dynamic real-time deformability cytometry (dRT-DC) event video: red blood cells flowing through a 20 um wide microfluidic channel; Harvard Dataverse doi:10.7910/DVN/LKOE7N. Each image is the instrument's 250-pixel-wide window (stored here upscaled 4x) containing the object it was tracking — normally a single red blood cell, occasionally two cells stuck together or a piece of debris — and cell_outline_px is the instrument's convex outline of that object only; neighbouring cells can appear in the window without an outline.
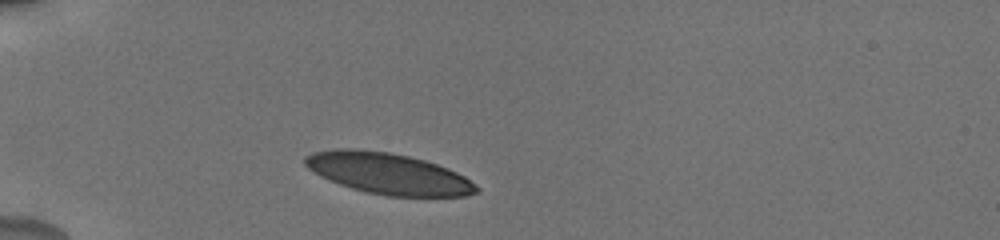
{"species": "human", "species_latin": "Homo sapiens", "temperature_condition": "cold", "stored_images_in_passage": 6, "camera_frame_rate_fps": 3000, "um_per_image_px": 0.085, "donor": {"sex": "male"}, "frame": {"image": 1, "passage_image": 1, "time_ms": 0.0, "image_size_px": [1000, 240], "cell_outline_px": [[480, 192], [464, 196], [388, 196], [368, 192], [352, 188], [328, 180], [320, 176], [308, 168], [304, 164], [304, 156], [312, 152], [336, 148], [356, 148], [388, 152], [408, 156], [424, 160], [448, 168], [464, 176], [476, 184], [480, 188]], "centroid_in_image_um": [32.99, 14.74], "position_along_channel_um": 52.0, "area_um2": 41.15}}
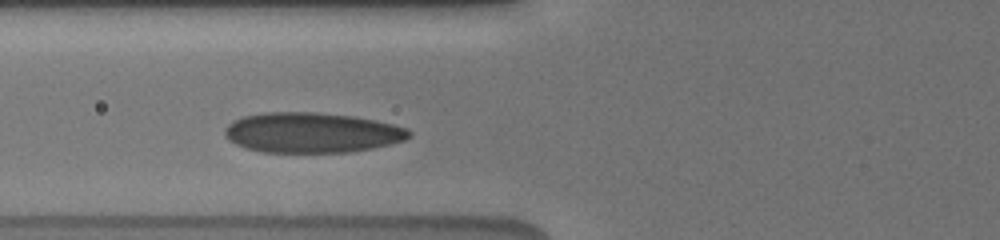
{"frame": {"image": 2, "passage_image": 5, "time_ms": 2.0, "image_size_px": [1000, 240], "cell_outline_px": [[412, 136], [404, 140], [372, 148], [348, 152], [260, 152], [244, 148], [228, 140], [224, 136], [224, 128], [228, 124], [244, 116], [264, 112], [316, 112], [352, 116], [376, 120], [408, 128], [412, 132]], "centroid_in_image_um": [26.48, 11.27], "position_along_channel_um": 99.3, "area_um2": 43.29}}